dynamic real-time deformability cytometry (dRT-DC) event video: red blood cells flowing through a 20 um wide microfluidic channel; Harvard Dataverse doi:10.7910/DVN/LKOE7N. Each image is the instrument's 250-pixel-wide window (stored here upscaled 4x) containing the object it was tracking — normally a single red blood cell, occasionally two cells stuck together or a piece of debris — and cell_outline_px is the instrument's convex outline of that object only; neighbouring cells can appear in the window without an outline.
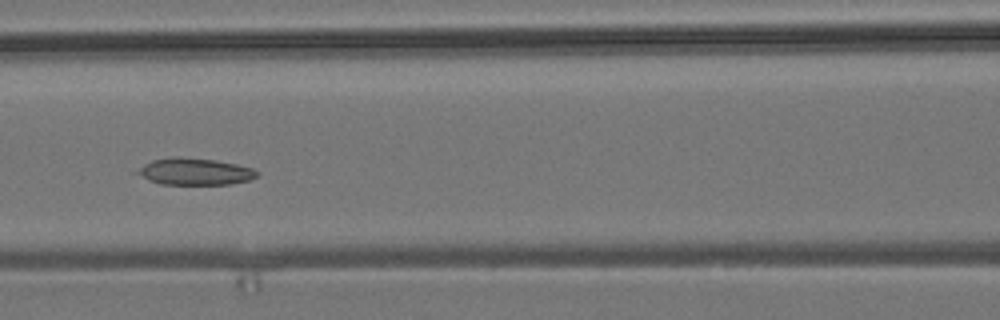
{"species": "common noctule bat (a hibernating species)", "species_latin": "Nyctalus noctula", "temperature_condition": "room temperature", "stored_images_in_passage": 7, "camera_frame_rate_fps": 3000, "um_per_image_px": 0.085, "animal": {"sex": "male", "body_mass_g": 19.2, "forearm_length_mm": 51.8}, "frame": {"image": 1, "passage_image": 6, "time_ms": 6.667, "image_size_px": [1000, 320], "cell_outline_px": [[260, 172], [256, 176], [248, 180], [232, 184], [160, 184], [148, 180], [132, 172], [144, 164], [152, 160], [172, 156], [176, 156], [216, 160], [236, 164], [252, 168]], "centroid_in_image_um": [16.5, 14.58], "position_along_channel_um": 150.1, "area_um2": 18.84}}
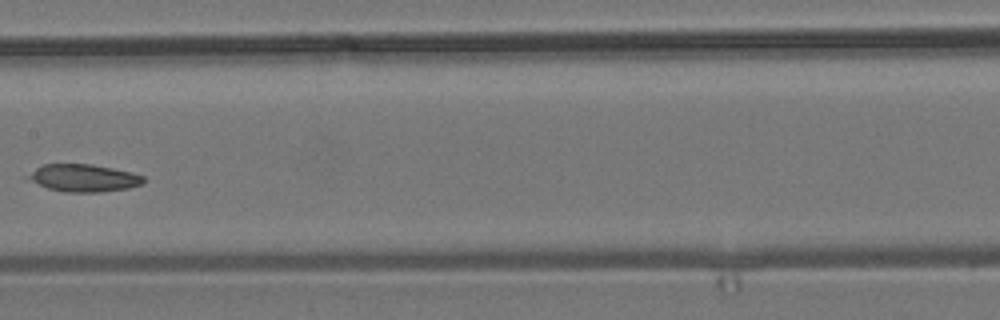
{"frame": {"image": 2, "passage_image": 7, "time_ms": 8.0, "image_size_px": [1000, 320], "cell_outline_px": [[144, 180], [140, 184], [128, 188], [100, 192], [64, 192], [48, 188], [24, 180], [24, 176], [36, 168], [44, 164], [92, 164], [112, 168], [144, 176]], "centroid_in_image_um": [7.0, 15.13], "position_along_channel_um": 200.4, "area_um2": 18.5}}